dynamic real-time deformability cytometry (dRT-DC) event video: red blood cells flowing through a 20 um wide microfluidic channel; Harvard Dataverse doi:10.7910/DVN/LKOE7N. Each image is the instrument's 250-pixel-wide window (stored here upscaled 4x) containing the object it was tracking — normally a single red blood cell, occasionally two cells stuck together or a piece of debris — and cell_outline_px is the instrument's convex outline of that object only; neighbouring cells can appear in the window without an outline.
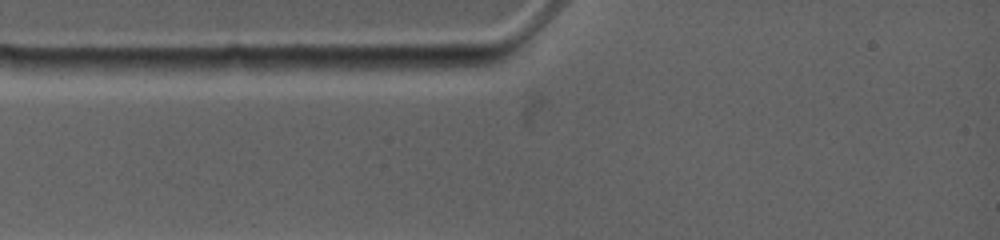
{"species": "common noctule bat (a hibernating species)", "species_latin": "Nyctalus noctula", "temperature_condition": "warm", "stored_images_in_passage": 2, "camera_frame_rate_fps": 4500, "um_per_image_px": 0.085, "animal": {"sex": "female", "body_mass_g": 19.0, "forearm_length_mm": 53.3}, "frame": {"image": 1, "passage_image": 1, "time_ms": 0.0, "image_size_px": [1000, 240], "cell_outline_px": [[500, 60], [488, 64], [448, 68], [332, 68], [332, 64], [340, 56], [500, 52]], "centroid_in_image_um": [35.44, 5.16], "position_along_channel_um": 49.6, "area_um2": 15.55}}